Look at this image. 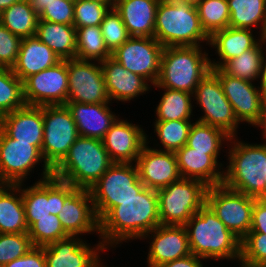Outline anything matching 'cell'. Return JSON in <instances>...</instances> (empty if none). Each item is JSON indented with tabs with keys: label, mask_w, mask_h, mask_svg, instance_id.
Instances as JSON below:
<instances>
[{
	"label": "cell",
	"mask_w": 266,
	"mask_h": 267,
	"mask_svg": "<svg viewBox=\"0 0 266 267\" xmlns=\"http://www.w3.org/2000/svg\"><path fill=\"white\" fill-rule=\"evenodd\" d=\"M193 122L194 120L154 121L152 124L154 127L153 133H155L154 135L157 136L159 142L155 138L156 142L152 148L172 152L181 149L187 143Z\"/></svg>",
	"instance_id": "d590c367"
},
{
	"label": "cell",
	"mask_w": 266,
	"mask_h": 267,
	"mask_svg": "<svg viewBox=\"0 0 266 267\" xmlns=\"http://www.w3.org/2000/svg\"><path fill=\"white\" fill-rule=\"evenodd\" d=\"M111 103H129L151 91L152 85L142 76L125 69L112 57L100 61ZM114 101V102H112ZM129 101V102H128Z\"/></svg>",
	"instance_id": "603a6c76"
},
{
	"label": "cell",
	"mask_w": 266,
	"mask_h": 267,
	"mask_svg": "<svg viewBox=\"0 0 266 267\" xmlns=\"http://www.w3.org/2000/svg\"><path fill=\"white\" fill-rule=\"evenodd\" d=\"M76 189L72 184L54 176L37 180L31 186L22 183V199L28 228L36 222V218L53 217V214L58 216L65 200Z\"/></svg>",
	"instance_id": "4fadbf2b"
},
{
	"label": "cell",
	"mask_w": 266,
	"mask_h": 267,
	"mask_svg": "<svg viewBox=\"0 0 266 267\" xmlns=\"http://www.w3.org/2000/svg\"><path fill=\"white\" fill-rule=\"evenodd\" d=\"M76 59L103 61L111 57L100 26L76 28Z\"/></svg>",
	"instance_id": "74e56055"
},
{
	"label": "cell",
	"mask_w": 266,
	"mask_h": 267,
	"mask_svg": "<svg viewBox=\"0 0 266 267\" xmlns=\"http://www.w3.org/2000/svg\"><path fill=\"white\" fill-rule=\"evenodd\" d=\"M61 59L36 36L23 38L13 73L23 82L27 77L37 74L59 63Z\"/></svg>",
	"instance_id": "f1b7e54d"
},
{
	"label": "cell",
	"mask_w": 266,
	"mask_h": 267,
	"mask_svg": "<svg viewBox=\"0 0 266 267\" xmlns=\"http://www.w3.org/2000/svg\"><path fill=\"white\" fill-rule=\"evenodd\" d=\"M219 78L224 95L232 105L240 124L253 128L262 121L264 98L256 83L226 74L221 68L211 69Z\"/></svg>",
	"instance_id": "e0dca14e"
},
{
	"label": "cell",
	"mask_w": 266,
	"mask_h": 267,
	"mask_svg": "<svg viewBox=\"0 0 266 267\" xmlns=\"http://www.w3.org/2000/svg\"><path fill=\"white\" fill-rule=\"evenodd\" d=\"M43 143L41 153L53 170L79 137L77 126L66 105L43 106Z\"/></svg>",
	"instance_id": "30bf717a"
},
{
	"label": "cell",
	"mask_w": 266,
	"mask_h": 267,
	"mask_svg": "<svg viewBox=\"0 0 266 267\" xmlns=\"http://www.w3.org/2000/svg\"><path fill=\"white\" fill-rule=\"evenodd\" d=\"M100 27L106 47L110 53H113L131 37L120 14L114 7L105 15Z\"/></svg>",
	"instance_id": "ee69618b"
},
{
	"label": "cell",
	"mask_w": 266,
	"mask_h": 267,
	"mask_svg": "<svg viewBox=\"0 0 266 267\" xmlns=\"http://www.w3.org/2000/svg\"><path fill=\"white\" fill-rule=\"evenodd\" d=\"M240 264L248 267L266 265V234L248 232L241 240Z\"/></svg>",
	"instance_id": "7bdbcfd3"
},
{
	"label": "cell",
	"mask_w": 266,
	"mask_h": 267,
	"mask_svg": "<svg viewBox=\"0 0 266 267\" xmlns=\"http://www.w3.org/2000/svg\"><path fill=\"white\" fill-rule=\"evenodd\" d=\"M32 247L28 233H0V267L24 256Z\"/></svg>",
	"instance_id": "f6af8a7d"
},
{
	"label": "cell",
	"mask_w": 266,
	"mask_h": 267,
	"mask_svg": "<svg viewBox=\"0 0 266 267\" xmlns=\"http://www.w3.org/2000/svg\"><path fill=\"white\" fill-rule=\"evenodd\" d=\"M227 1L230 12L229 26L233 28L251 30L257 29L259 35L264 38V24L266 20V0Z\"/></svg>",
	"instance_id": "1f68e13d"
},
{
	"label": "cell",
	"mask_w": 266,
	"mask_h": 267,
	"mask_svg": "<svg viewBox=\"0 0 266 267\" xmlns=\"http://www.w3.org/2000/svg\"><path fill=\"white\" fill-rule=\"evenodd\" d=\"M238 265H239V267H248V266L242 265L240 263Z\"/></svg>",
	"instance_id": "94428289"
},
{
	"label": "cell",
	"mask_w": 266,
	"mask_h": 267,
	"mask_svg": "<svg viewBox=\"0 0 266 267\" xmlns=\"http://www.w3.org/2000/svg\"><path fill=\"white\" fill-rule=\"evenodd\" d=\"M263 57V38L240 56L226 61L220 68L228 75L256 82L259 79Z\"/></svg>",
	"instance_id": "8d00e7d4"
},
{
	"label": "cell",
	"mask_w": 266,
	"mask_h": 267,
	"mask_svg": "<svg viewBox=\"0 0 266 267\" xmlns=\"http://www.w3.org/2000/svg\"><path fill=\"white\" fill-rule=\"evenodd\" d=\"M262 142L230 137L222 184L254 198L266 197V138Z\"/></svg>",
	"instance_id": "7a4b0ae2"
},
{
	"label": "cell",
	"mask_w": 266,
	"mask_h": 267,
	"mask_svg": "<svg viewBox=\"0 0 266 267\" xmlns=\"http://www.w3.org/2000/svg\"><path fill=\"white\" fill-rule=\"evenodd\" d=\"M264 38L266 39V20H265V24H264Z\"/></svg>",
	"instance_id": "91938a15"
},
{
	"label": "cell",
	"mask_w": 266,
	"mask_h": 267,
	"mask_svg": "<svg viewBox=\"0 0 266 267\" xmlns=\"http://www.w3.org/2000/svg\"><path fill=\"white\" fill-rule=\"evenodd\" d=\"M163 48L154 37L131 36L111 57L153 86L159 77Z\"/></svg>",
	"instance_id": "9a60e30c"
},
{
	"label": "cell",
	"mask_w": 266,
	"mask_h": 267,
	"mask_svg": "<svg viewBox=\"0 0 266 267\" xmlns=\"http://www.w3.org/2000/svg\"><path fill=\"white\" fill-rule=\"evenodd\" d=\"M153 87L164 90L155 108V121L192 120L194 118L193 94L160 86Z\"/></svg>",
	"instance_id": "d6a6232c"
},
{
	"label": "cell",
	"mask_w": 266,
	"mask_h": 267,
	"mask_svg": "<svg viewBox=\"0 0 266 267\" xmlns=\"http://www.w3.org/2000/svg\"><path fill=\"white\" fill-rule=\"evenodd\" d=\"M262 38L256 30L254 32L251 29L233 28L230 26L214 32L209 37L208 47L213 50L215 49L214 53L219 58L217 57V61L214 58H210L211 69H218L226 61L240 56L245 51L253 48Z\"/></svg>",
	"instance_id": "4316f807"
},
{
	"label": "cell",
	"mask_w": 266,
	"mask_h": 267,
	"mask_svg": "<svg viewBox=\"0 0 266 267\" xmlns=\"http://www.w3.org/2000/svg\"><path fill=\"white\" fill-rule=\"evenodd\" d=\"M35 36L61 60L76 58V28L73 25L39 20Z\"/></svg>",
	"instance_id": "4dcf8cb0"
},
{
	"label": "cell",
	"mask_w": 266,
	"mask_h": 267,
	"mask_svg": "<svg viewBox=\"0 0 266 267\" xmlns=\"http://www.w3.org/2000/svg\"><path fill=\"white\" fill-rule=\"evenodd\" d=\"M191 253L201 257L205 263L209 259L221 262L225 259L240 261L241 240L229 231L213 210L205 204L184 225ZM234 260V261H233Z\"/></svg>",
	"instance_id": "3957f363"
},
{
	"label": "cell",
	"mask_w": 266,
	"mask_h": 267,
	"mask_svg": "<svg viewBox=\"0 0 266 267\" xmlns=\"http://www.w3.org/2000/svg\"><path fill=\"white\" fill-rule=\"evenodd\" d=\"M148 138L149 135H147V143L137 158L136 165L140 181L144 186L157 191L178 181L181 176L175 152L152 148L148 145L152 136Z\"/></svg>",
	"instance_id": "ffe728a7"
},
{
	"label": "cell",
	"mask_w": 266,
	"mask_h": 267,
	"mask_svg": "<svg viewBox=\"0 0 266 267\" xmlns=\"http://www.w3.org/2000/svg\"><path fill=\"white\" fill-rule=\"evenodd\" d=\"M97 267H109V266H107V265H104V263L103 262H101ZM111 267H114V266H111Z\"/></svg>",
	"instance_id": "680465c9"
},
{
	"label": "cell",
	"mask_w": 266,
	"mask_h": 267,
	"mask_svg": "<svg viewBox=\"0 0 266 267\" xmlns=\"http://www.w3.org/2000/svg\"><path fill=\"white\" fill-rule=\"evenodd\" d=\"M204 49L203 46L164 47L159 77L153 86L193 94L200 81L211 72L210 52Z\"/></svg>",
	"instance_id": "277c9868"
},
{
	"label": "cell",
	"mask_w": 266,
	"mask_h": 267,
	"mask_svg": "<svg viewBox=\"0 0 266 267\" xmlns=\"http://www.w3.org/2000/svg\"><path fill=\"white\" fill-rule=\"evenodd\" d=\"M0 128L12 139L29 143L40 151L43 143V106L25 105L0 118Z\"/></svg>",
	"instance_id": "d4e9b609"
},
{
	"label": "cell",
	"mask_w": 266,
	"mask_h": 267,
	"mask_svg": "<svg viewBox=\"0 0 266 267\" xmlns=\"http://www.w3.org/2000/svg\"><path fill=\"white\" fill-rule=\"evenodd\" d=\"M142 125L117 118L102 139L104 148L114 163H136L147 134Z\"/></svg>",
	"instance_id": "44dd1931"
},
{
	"label": "cell",
	"mask_w": 266,
	"mask_h": 267,
	"mask_svg": "<svg viewBox=\"0 0 266 267\" xmlns=\"http://www.w3.org/2000/svg\"><path fill=\"white\" fill-rule=\"evenodd\" d=\"M229 139L230 136L222 129L195 120L190 128L186 145L194 151L220 154L221 150L227 147Z\"/></svg>",
	"instance_id": "e575fe53"
},
{
	"label": "cell",
	"mask_w": 266,
	"mask_h": 267,
	"mask_svg": "<svg viewBox=\"0 0 266 267\" xmlns=\"http://www.w3.org/2000/svg\"><path fill=\"white\" fill-rule=\"evenodd\" d=\"M258 127H260V130H261V134L263 137L261 138H266V99H264V102H263V117H262V121L260 122V124L257 126V129Z\"/></svg>",
	"instance_id": "f5cc1de1"
},
{
	"label": "cell",
	"mask_w": 266,
	"mask_h": 267,
	"mask_svg": "<svg viewBox=\"0 0 266 267\" xmlns=\"http://www.w3.org/2000/svg\"><path fill=\"white\" fill-rule=\"evenodd\" d=\"M175 154L181 178L196 179L208 187L222 184L225 164L219 162L220 154L194 151L187 145Z\"/></svg>",
	"instance_id": "cb8c5ba5"
},
{
	"label": "cell",
	"mask_w": 266,
	"mask_h": 267,
	"mask_svg": "<svg viewBox=\"0 0 266 267\" xmlns=\"http://www.w3.org/2000/svg\"><path fill=\"white\" fill-rule=\"evenodd\" d=\"M75 0H52L39 13V20L73 25Z\"/></svg>",
	"instance_id": "bcb514c9"
},
{
	"label": "cell",
	"mask_w": 266,
	"mask_h": 267,
	"mask_svg": "<svg viewBox=\"0 0 266 267\" xmlns=\"http://www.w3.org/2000/svg\"><path fill=\"white\" fill-rule=\"evenodd\" d=\"M207 190L204 182L187 178L157 190L161 225L184 226L206 204Z\"/></svg>",
	"instance_id": "52a82bcc"
},
{
	"label": "cell",
	"mask_w": 266,
	"mask_h": 267,
	"mask_svg": "<svg viewBox=\"0 0 266 267\" xmlns=\"http://www.w3.org/2000/svg\"><path fill=\"white\" fill-rule=\"evenodd\" d=\"M196 8L200 24L209 37L214 32L229 27L230 12L227 0H202Z\"/></svg>",
	"instance_id": "ab89813d"
},
{
	"label": "cell",
	"mask_w": 266,
	"mask_h": 267,
	"mask_svg": "<svg viewBox=\"0 0 266 267\" xmlns=\"http://www.w3.org/2000/svg\"><path fill=\"white\" fill-rule=\"evenodd\" d=\"M179 2L190 4L191 6H197L202 0H176Z\"/></svg>",
	"instance_id": "9f6ffc18"
},
{
	"label": "cell",
	"mask_w": 266,
	"mask_h": 267,
	"mask_svg": "<svg viewBox=\"0 0 266 267\" xmlns=\"http://www.w3.org/2000/svg\"><path fill=\"white\" fill-rule=\"evenodd\" d=\"M203 261L205 260L201 257L190 254L186 257L166 262L159 267H204Z\"/></svg>",
	"instance_id": "f907efd6"
},
{
	"label": "cell",
	"mask_w": 266,
	"mask_h": 267,
	"mask_svg": "<svg viewBox=\"0 0 266 267\" xmlns=\"http://www.w3.org/2000/svg\"><path fill=\"white\" fill-rule=\"evenodd\" d=\"M2 267H46L43 246L32 247L24 256H21Z\"/></svg>",
	"instance_id": "c3c4849f"
},
{
	"label": "cell",
	"mask_w": 266,
	"mask_h": 267,
	"mask_svg": "<svg viewBox=\"0 0 266 267\" xmlns=\"http://www.w3.org/2000/svg\"><path fill=\"white\" fill-rule=\"evenodd\" d=\"M20 0H0V13Z\"/></svg>",
	"instance_id": "11a10c76"
},
{
	"label": "cell",
	"mask_w": 266,
	"mask_h": 267,
	"mask_svg": "<svg viewBox=\"0 0 266 267\" xmlns=\"http://www.w3.org/2000/svg\"><path fill=\"white\" fill-rule=\"evenodd\" d=\"M22 38L0 23V66L12 68L18 58Z\"/></svg>",
	"instance_id": "7dc6e473"
},
{
	"label": "cell",
	"mask_w": 266,
	"mask_h": 267,
	"mask_svg": "<svg viewBox=\"0 0 266 267\" xmlns=\"http://www.w3.org/2000/svg\"><path fill=\"white\" fill-rule=\"evenodd\" d=\"M26 105L23 82L13 73L12 68H0V118Z\"/></svg>",
	"instance_id": "f35d334b"
},
{
	"label": "cell",
	"mask_w": 266,
	"mask_h": 267,
	"mask_svg": "<svg viewBox=\"0 0 266 267\" xmlns=\"http://www.w3.org/2000/svg\"><path fill=\"white\" fill-rule=\"evenodd\" d=\"M35 11L39 14L43 8L52 0H30Z\"/></svg>",
	"instance_id": "db71d44e"
},
{
	"label": "cell",
	"mask_w": 266,
	"mask_h": 267,
	"mask_svg": "<svg viewBox=\"0 0 266 267\" xmlns=\"http://www.w3.org/2000/svg\"><path fill=\"white\" fill-rule=\"evenodd\" d=\"M40 163L43 169L38 180L51 177L52 169L45 163L41 151L36 146L18 142L0 128V184L26 183L32 171L34 173L36 170L34 168Z\"/></svg>",
	"instance_id": "9c48e42d"
},
{
	"label": "cell",
	"mask_w": 266,
	"mask_h": 267,
	"mask_svg": "<svg viewBox=\"0 0 266 267\" xmlns=\"http://www.w3.org/2000/svg\"><path fill=\"white\" fill-rule=\"evenodd\" d=\"M193 101L203 112L194 120L222 129L230 137L238 136L241 124L224 95L219 78L212 71L196 87Z\"/></svg>",
	"instance_id": "8fae6325"
},
{
	"label": "cell",
	"mask_w": 266,
	"mask_h": 267,
	"mask_svg": "<svg viewBox=\"0 0 266 267\" xmlns=\"http://www.w3.org/2000/svg\"><path fill=\"white\" fill-rule=\"evenodd\" d=\"M144 239L149 243L147 267H159L192 254L185 226L158 225L141 238Z\"/></svg>",
	"instance_id": "d6986e66"
},
{
	"label": "cell",
	"mask_w": 266,
	"mask_h": 267,
	"mask_svg": "<svg viewBox=\"0 0 266 267\" xmlns=\"http://www.w3.org/2000/svg\"><path fill=\"white\" fill-rule=\"evenodd\" d=\"M249 232L266 234V197L256 198Z\"/></svg>",
	"instance_id": "681fc988"
},
{
	"label": "cell",
	"mask_w": 266,
	"mask_h": 267,
	"mask_svg": "<svg viewBox=\"0 0 266 267\" xmlns=\"http://www.w3.org/2000/svg\"><path fill=\"white\" fill-rule=\"evenodd\" d=\"M64 231L69 236L98 235L99 220L96 216L89 189L77 188L66 200L58 214Z\"/></svg>",
	"instance_id": "7402d4cb"
},
{
	"label": "cell",
	"mask_w": 266,
	"mask_h": 267,
	"mask_svg": "<svg viewBox=\"0 0 266 267\" xmlns=\"http://www.w3.org/2000/svg\"><path fill=\"white\" fill-rule=\"evenodd\" d=\"M154 38L163 47L209 45V36L200 24L197 8L176 0L158 3Z\"/></svg>",
	"instance_id": "8992f818"
},
{
	"label": "cell",
	"mask_w": 266,
	"mask_h": 267,
	"mask_svg": "<svg viewBox=\"0 0 266 267\" xmlns=\"http://www.w3.org/2000/svg\"><path fill=\"white\" fill-rule=\"evenodd\" d=\"M68 98L66 103H111L100 61L67 60Z\"/></svg>",
	"instance_id": "5bb4252c"
},
{
	"label": "cell",
	"mask_w": 266,
	"mask_h": 267,
	"mask_svg": "<svg viewBox=\"0 0 266 267\" xmlns=\"http://www.w3.org/2000/svg\"><path fill=\"white\" fill-rule=\"evenodd\" d=\"M113 163L102 140L79 136L64 159L52 170V176L75 188L89 189Z\"/></svg>",
	"instance_id": "5b68a950"
},
{
	"label": "cell",
	"mask_w": 266,
	"mask_h": 267,
	"mask_svg": "<svg viewBox=\"0 0 266 267\" xmlns=\"http://www.w3.org/2000/svg\"><path fill=\"white\" fill-rule=\"evenodd\" d=\"M68 84L67 60H61L23 81L25 103L31 106L65 105Z\"/></svg>",
	"instance_id": "2e32d148"
},
{
	"label": "cell",
	"mask_w": 266,
	"mask_h": 267,
	"mask_svg": "<svg viewBox=\"0 0 266 267\" xmlns=\"http://www.w3.org/2000/svg\"><path fill=\"white\" fill-rule=\"evenodd\" d=\"M255 200L224 184L208 187L206 194V204L240 240L250 231Z\"/></svg>",
	"instance_id": "7c38bea8"
},
{
	"label": "cell",
	"mask_w": 266,
	"mask_h": 267,
	"mask_svg": "<svg viewBox=\"0 0 266 267\" xmlns=\"http://www.w3.org/2000/svg\"><path fill=\"white\" fill-rule=\"evenodd\" d=\"M28 235L33 246L39 247L69 236L62 228L58 216L54 214L53 217L36 218V222L28 229Z\"/></svg>",
	"instance_id": "60d3db41"
},
{
	"label": "cell",
	"mask_w": 266,
	"mask_h": 267,
	"mask_svg": "<svg viewBox=\"0 0 266 267\" xmlns=\"http://www.w3.org/2000/svg\"><path fill=\"white\" fill-rule=\"evenodd\" d=\"M112 103H66L82 137L102 140L111 125L119 117L111 109Z\"/></svg>",
	"instance_id": "484cf974"
},
{
	"label": "cell",
	"mask_w": 266,
	"mask_h": 267,
	"mask_svg": "<svg viewBox=\"0 0 266 267\" xmlns=\"http://www.w3.org/2000/svg\"><path fill=\"white\" fill-rule=\"evenodd\" d=\"M38 21L30 0H20L1 12L0 23L22 39L35 36Z\"/></svg>",
	"instance_id": "836d02e7"
},
{
	"label": "cell",
	"mask_w": 266,
	"mask_h": 267,
	"mask_svg": "<svg viewBox=\"0 0 266 267\" xmlns=\"http://www.w3.org/2000/svg\"><path fill=\"white\" fill-rule=\"evenodd\" d=\"M84 237L68 236L43 246L46 267H97L108 251L99 240L90 244Z\"/></svg>",
	"instance_id": "ac0fdd59"
},
{
	"label": "cell",
	"mask_w": 266,
	"mask_h": 267,
	"mask_svg": "<svg viewBox=\"0 0 266 267\" xmlns=\"http://www.w3.org/2000/svg\"><path fill=\"white\" fill-rule=\"evenodd\" d=\"M144 187L136 163H113L89 188L98 220L119 202L137 195Z\"/></svg>",
	"instance_id": "ba28073f"
},
{
	"label": "cell",
	"mask_w": 266,
	"mask_h": 267,
	"mask_svg": "<svg viewBox=\"0 0 266 267\" xmlns=\"http://www.w3.org/2000/svg\"><path fill=\"white\" fill-rule=\"evenodd\" d=\"M113 5L96 1L75 0L73 26L75 28L100 26Z\"/></svg>",
	"instance_id": "b9f144b4"
},
{
	"label": "cell",
	"mask_w": 266,
	"mask_h": 267,
	"mask_svg": "<svg viewBox=\"0 0 266 267\" xmlns=\"http://www.w3.org/2000/svg\"><path fill=\"white\" fill-rule=\"evenodd\" d=\"M160 0H114L130 36L154 37L156 10Z\"/></svg>",
	"instance_id": "83f0119b"
},
{
	"label": "cell",
	"mask_w": 266,
	"mask_h": 267,
	"mask_svg": "<svg viewBox=\"0 0 266 267\" xmlns=\"http://www.w3.org/2000/svg\"><path fill=\"white\" fill-rule=\"evenodd\" d=\"M22 183L0 184V233H28Z\"/></svg>",
	"instance_id": "f546056e"
},
{
	"label": "cell",
	"mask_w": 266,
	"mask_h": 267,
	"mask_svg": "<svg viewBox=\"0 0 266 267\" xmlns=\"http://www.w3.org/2000/svg\"><path fill=\"white\" fill-rule=\"evenodd\" d=\"M257 83H258V88L261 91L263 98L266 99V39L265 38H263V57H262V62H261V70L259 74V79Z\"/></svg>",
	"instance_id": "816d5d0a"
},
{
	"label": "cell",
	"mask_w": 266,
	"mask_h": 267,
	"mask_svg": "<svg viewBox=\"0 0 266 267\" xmlns=\"http://www.w3.org/2000/svg\"><path fill=\"white\" fill-rule=\"evenodd\" d=\"M158 225L161 223L157 191L144 187L137 195L119 202L99 220V240L107 250L115 249L125 242L141 241Z\"/></svg>",
	"instance_id": "6da1fadb"
},
{
	"label": "cell",
	"mask_w": 266,
	"mask_h": 267,
	"mask_svg": "<svg viewBox=\"0 0 266 267\" xmlns=\"http://www.w3.org/2000/svg\"><path fill=\"white\" fill-rule=\"evenodd\" d=\"M88 1H96V2L106 3V4H114V0H88Z\"/></svg>",
	"instance_id": "6f0895ef"
}]
</instances>
